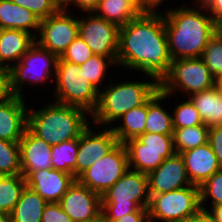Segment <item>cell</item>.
I'll use <instances>...</instances> for the list:
<instances>
[{
    "mask_svg": "<svg viewBox=\"0 0 222 222\" xmlns=\"http://www.w3.org/2000/svg\"><path fill=\"white\" fill-rule=\"evenodd\" d=\"M172 61L163 12L144 10L120 27L117 65L143 72L160 84Z\"/></svg>",
    "mask_w": 222,
    "mask_h": 222,
    "instance_id": "1",
    "label": "cell"
},
{
    "mask_svg": "<svg viewBox=\"0 0 222 222\" xmlns=\"http://www.w3.org/2000/svg\"><path fill=\"white\" fill-rule=\"evenodd\" d=\"M205 6L168 9L164 15L169 52L172 60L200 58L210 38L217 32L216 21ZM207 14V15H206Z\"/></svg>",
    "mask_w": 222,
    "mask_h": 222,
    "instance_id": "2",
    "label": "cell"
},
{
    "mask_svg": "<svg viewBox=\"0 0 222 222\" xmlns=\"http://www.w3.org/2000/svg\"><path fill=\"white\" fill-rule=\"evenodd\" d=\"M30 109L27 128L51 146L79 138L89 126V113L80 107L53 102L36 111Z\"/></svg>",
    "mask_w": 222,
    "mask_h": 222,
    "instance_id": "3",
    "label": "cell"
},
{
    "mask_svg": "<svg viewBox=\"0 0 222 222\" xmlns=\"http://www.w3.org/2000/svg\"><path fill=\"white\" fill-rule=\"evenodd\" d=\"M152 81H122L116 84L108 83L105 90L102 87L97 106L91 113L94 124L113 125L112 122L118 121V118L130 109L144 105L160 89L159 83Z\"/></svg>",
    "mask_w": 222,
    "mask_h": 222,
    "instance_id": "4",
    "label": "cell"
},
{
    "mask_svg": "<svg viewBox=\"0 0 222 222\" xmlns=\"http://www.w3.org/2000/svg\"><path fill=\"white\" fill-rule=\"evenodd\" d=\"M150 203L148 174L128 169L101 195L102 221H116Z\"/></svg>",
    "mask_w": 222,
    "mask_h": 222,
    "instance_id": "5",
    "label": "cell"
},
{
    "mask_svg": "<svg viewBox=\"0 0 222 222\" xmlns=\"http://www.w3.org/2000/svg\"><path fill=\"white\" fill-rule=\"evenodd\" d=\"M55 83V102L80 107L89 116L95 110L99 91L88 81L80 65L59 57Z\"/></svg>",
    "mask_w": 222,
    "mask_h": 222,
    "instance_id": "6",
    "label": "cell"
},
{
    "mask_svg": "<svg viewBox=\"0 0 222 222\" xmlns=\"http://www.w3.org/2000/svg\"><path fill=\"white\" fill-rule=\"evenodd\" d=\"M58 58L56 54L45 50L35 41L20 61L7 71L10 95L23 97L24 89L22 87L24 86L22 85H27L28 81L31 83L30 85L32 83L37 85V83L44 84L48 79H53ZM51 75L53 76L51 77Z\"/></svg>",
    "mask_w": 222,
    "mask_h": 222,
    "instance_id": "7",
    "label": "cell"
},
{
    "mask_svg": "<svg viewBox=\"0 0 222 222\" xmlns=\"http://www.w3.org/2000/svg\"><path fill=\"white\" fill-rule=\"evenodd\" d=\"M215 84L216 79L200 58H188L173 60L169 74L159 85L160 90L170 97L179 90L191 96L210 89Z\"/></svg>",
    "mask_w": 222,
    "mask_h": 222,
    "instance_id": "8",
    "label": "cell"
},
{
    "mask_svg": "<svg viewBox=\"0 0 222 222\" xmlns=\"http://www.w3.org/2000/svg\"><path fill=\"white\" fill-rule=\"evenodd\" d=\"M200 208V187L191 185L150 195L148 215L150 220L156 222H183Z\"/></svg>",
    "mask_w": 222,
    "mask_h": 222,
    "instance_id": "9",
    "label": "cell"
},
{
    "mask_svg": "<svg viewBox=\"0 0 222 222\" xmlns=\"http://www.w3.org/2000/svg\"><path fill=\"white\" fill-rule=\"evenodd\" d=\"M129 169L124 143H118L103 158L94 162L77 180L100 196Z\"/></svg>",
    "mask_w": 222,
    "mask_h": 222,
    "instance_id": "10",
    "label": "cell"
},
{
    "mask_svg": "<svg viewBox=\"0 0 222 222\" xmlns=\"http://www.w3.org/2000/svg\"><path fill=\"white\" fill-rule=\"evenodd\" d=\"M69 11V8L68 10L59 9L51 16L40 20L39 32L35 39L41 47L58 57L78 36L79 18L70 16Z\"/></svg>",
    "mask_w": 222,
    "mask_h": 222,
    "instance_id": "11",
    "label": "cell"
},
{
    "mask_svg": "<svg viewBox=\"0 0 222 222\" xmlns=\"http://www.w3.org/2000/svg\"><path fill=\"white\" fill-rule=\"evenodd\" d=\"M120 27L94 13L87 18H79L78 35L87 43L95 55L111 58L117 64Z\"/></svg>",
    "mask_w": 222,
    "mask_h": 222,
    "instance_id": "12",
    "label": "cell"
},
{
    "mask_svg": "<svg viewBox=\"0 0 222 222\" xmlns=\"http://www.w3.org/2000/svg\"><path fill=\"white\" fill-rule=\"evenodd\" d=\"M59 204L73 222H96L101 219V196L77 179L61 197Z\"/></svg>",
    "mask_w": 222,
    "mask_h": 222,
    "instance_id": "13",
    "label": "cell"
},
{
    "mask_svg": "<svg viewBox=\"0 0 222 222\" xmlns=\"http://www.w3.org/2000/svg\"><path fill=\"white\" fill-rule=\"evenodd\" d=\"M89 125L79 137V148L76 158V179L94 162L103 158L119 142L109 127L103 132H92Z\"/></svg>",
    "mask_w": 222,
    "mask_h": 222,
    "instance_id": "14",
    "label": "cell"
},
{
    "mask_svg": "<svg viewBox=\"0 0 222 222\" xmlns=\"http://www.w3.org/2000/svg\"><path fill=\"white\" fill-rule=\"evenodd\" d=\"M150 195L165 193L191 186L184 160L179 153L166 158L148 174Z\"/></svg>",
    "mask_w": 222,
    "mask_h": 222,
    "instance_id": "15",
    "label": "cell"
},
{
    "mask_svg": "<svg viewBox=\"0 0 222 222\" xmlns=\"http://www.w3.org/2000/svg\"><path fill=\"white\" fill-rule=\"evenodd\" d=\"M25 178L26 185L48 203H59L75 180L71 174L52 168L30 172Z\"/></svg>",
    "mask_w": 222,
    "mask_h": 222,
    "instance_id": "16",
    "label": "cell"
},
{
    "mask_svg": "<svg viewBox=\"0 0 222 222\" xmlns=\"http://www.w3.org/2000/svg\"><path fill=\"white\" fill-rule=\"evenodd\" d=\"M23 97L10 95L0 103V139L19 142L28 126V108Z\"/></svg>",
    "mask_w": 222,
    "mask_h": 222,
    "instance_id": "17",
    "label": "cell"
},
{
    "mask_svg": "<svg viewBox=\"0 0 222 222\" xmlns=\"http://www.w3.org/2000/svg\"><path fill=\"white\" fill-rule=\"evenodd\" d=\"M21 174L52 168L51 145L38 138L28 128L19 141Z\"/></svg>",
    "mask_w": 222,
    "mask_h": 222,
    "instance_id": "18",
    "label": "cell"
},
{
    "mask_svg": "<svg viewBox=\"0 0 222 222\" xmlns=\"http://www.w3.org/2000/svg\"><path fill=\"white\" fill-rule=\"evenodd\" d=\"M192 185L200 187L215 172L221 169L209 143L181 152Z\"/></svg>",
    "mask_w": 222,
    "mask_h": 222,
    "instance_id": "19",
    "label": "cell"
},
{
    "mask_svg": "<svg viewBox=\"0 0 222 222\" xmlns=\"http://www.w3.org/2000/svg\"><path fill=\"white\" fill-rule=\"evenodd\" d=\"M35 39L33 35L23 30H0V66L4 71H9L15 62L20 61L21 57L35 43ZM11 62L13 65H10Z\"/></svg>",
    "mask_w": 222,
    "mask_h": 222,
    "instance_id": "20",
    "label": "cell"
},
{
    "mask_svg": "<svg viewBox=\"0 0 222 222\" xmlns=\"http://www.w3.org/2000/svg\"><path fill=\"white\" fill-rule=\"evenodd\" d=\"M39 26L40 19L33 12L11 0H0V29L23 30L36 38Z\"/></svg>",
    "mask_w": 222,
    "mask_h": 222,
    "instance_id": "21",
    "label": "cell"
},
{
    "mask_svg": "<svg viewBox=\"0 0 222 222\" xmlns=\"http://www.w3.org/2000/svg\"><path fill=\"white\" fill-rule=\"evenodd\" d=\"M143 11L136 0H100L94 14L122 27Z\"/></svg>",
    "mask_w": 222,
    "mask_h": 222,
    "instance_id": "22",
    "label": "cell"
},
{
    "mask_svg": "<svg viewBox=\"0 0 222 222\" xmlns=\"http://www.w3.org/2000/svg\"><path fill=\"white\" fill-rule=\"evenodd\" d=\"M203 123L209 127L222 125V97L216 86L189 97Z\"/></svg>",
    "mask_w": 222,
    "mask_h": 222,
    "instance_id": "23",
    "label": "cell"
},
{
    "mask_svg": "<svg viewBox=\"0 0 222 222\" xmlns=\"http://www.w3.org/2000/svg\"><path fill=\"white\" fill-rule=\"evenodd\" d=\"M168 95L160 89L147 101V117L144 133L173 134L172 114H169L161 101Z\"/></svg>",
    "mask_w": 222,
    "mask_h": 222,
    "instance_id": "24",
    "label": "cell"
},
{
    "mask_svg": "<svg viewBox=\"0 0 222 222\" xmlns=\"http://www.w3.org/2000/svg\"><path fill=\"white\" fill-rule=\"evenodd\" d=\"M47 204L46 200L26 185L10 214L12 222H41Z\"/></svg>",
    "mask_w": 222,
    "mask_h": 222,
    "instance_id": "25",
    "label": "cell"
},
{
    "mask_svg": "<svg viewBox=\"0 0 222 222\" xmlns=\"http://www.w3.org/2000/svg\"><path fill=\"white\" fill-rule=\"evenodd\" d=\"M146 117L147 102L144 105L130 109L118 118V120L122 121V125L111 126L110 128L117 137L118 142L124 143L144 133Z\"/></svg>",
    "mask_w": 222,
    "mask_h": 222,
    "instance_id": "26",
    "label": "cell"
},
{
    "mask_svg": "<svg viewBox=\"0 0 222 222\" xmlns=\"http://www.w3.org/2000/svg\"><path fill=\"white\" fill-rule=\"evenodd\" d=\"M79 138L51 146L52 169L71 174L76 179V158Z\"/></svg>",
    "mask_w": 222,
    "mask_h": 222,
    "instance_id": "27",
    "label": "cell"
},
{
    "mask_svg": "<svg viewBox=\"0 0 222 222\" xmlns=\"http://www.w3.org/2000/svg\"><path fill=\"white\" fill-rule=\"evenodd\" d=\"M26 178L22 174L0 176V212L11 214L22 191Z\"/></svg>",
    "mask_w": 222,
    "mask_h": 222,
    "instance_id": "28",
    "label": "cell"
},
{
    "mask_svg": "<svg viewBox=\"0 0 222 222\" xmlns=\"http://www.w3.org/2000/svg\"><path fill=\"white\" fill-rule=\"evenodd\" d=\"M209 126L197 125L184 128H174L173 141L176 153L194 149L208 143Z\"/></svg>",
    "mask_w": 222,
    "mask_h": 222,
    "instance_id": "29",
    "label": "cell"
},
{
    "mask_svg": "<svg viewBox=\"0 0 222 222\" xmlns=\"http://www.w3.org/2000/svg\"><path fill=\"white\" fill-rule=\"evenodd\" d=\"M175 151L127 150L129 168L149 174L160 166L166 159L173 156Z\"/></svg>",
    "mask_w": 222,
    "mask_h": 222,
    "instance_id": "30",
    "label": "cell"
},
{
    "mask_svg": "<svg viewBox=\"0 0 222 222\" xmlns=\"http://www.w3.org/2000/svg\"><path fill=\"white\" fill-rule=\"evenodd\" d=\"M124 145L126 150L175 151L173 134L143 133Z\"/></svg>",
    "mask_w": 222,
    "mask_h": 222,
    "instance_id": "31",
    "label": "cell"
},
{
    "mask_svg": "<svg viewBox=\"0 0 222 222\" xmlns=\"http://www.w3.org/2000/svg\"><path fill=\"white\" fill-rule=\"evenodd\" d=\"M21 174L19 142L0 139V175Z\"/></svg>",
    "mask_w": 222,
    "mask_h": 222,
    "instance_id": "32",
    "label": "cell"
},
{
    "mask_svg": "<svg viewBox=\"0 0 222 222\" xmlns=\"http://www.w3.org/2000/svg\"><path fill=\"white\" fill-rule=\"evenodd\" d=\"M200 59L209 68L214 78H222V34L216 32L204 48Z\"/></svg>",
    "mask_w": 222,
    "mask_h": 222,
    "instance_id": "33",
    "label": "cell"
},
{
    "mask_svg": "<svg viewBox=\"0 0 222 222\" xmlns=\"http://www.w3.org/2000/svg\"><path fill=\"white\" fill-rule=\"evenodd\" d=\"M113 65H116V63L111 58L94 54L80 65V69L83 70L88 81L100 91L99 86L104 80L106 70L109 66L113 67Z\"/></svg>",
    "mask_w": 222,
    "mask_h": 222,
    "instance_id": "34",
    "label": "cell"
},
{
    "mask_svg": "<svg viewBox=\"0 0 222 222\" xmlns=\"http://www.w3.org/2000/svg\"><path fill=\"white\" fill-rule=\"evenodd\" d=\"M172 114L174 128H184L190 126L203 125V120L194 104L188 100L178 104Z\"/></svg>",
    "mask_w": 222,
    "mask_h": 222,
    "instance_id": "35",
    "label": "cell"
},
{
    "mask_svg": "<svg viewBox=\"0 0 222 222\" xmlns=\"http://www.w3.org/2000/svg\"><path fill=\"white\" fill-rule=\"evenodd\" d=\"M212 198V204H222V168L215 172L200 186V207L203 208L205 201Z\"/></svg>",
    "mask_w": 222,
    "mask_h": 222,
    "instance_id": "36",
    "label": "cell"
},
{
    "mask_svg": "<svg viewBox=\"0 0 222 222\" xmlns=\"http://www.w3.org/2000/svg\"><path fill=\"white\" fill-rule=\"evenodd\" d=\"M93 55L94 53L91 48L78 35L64 51V53L60 56V58L65 61L81 65Z\"/></svg>",
    "mask_w": 222,
    "mask_h": 222,
    "instance_id": "37",
    "label": "cell"
},
{
    "mask_svg": "<svg viewBox=\"0 0 222 222\" xmlns=\"http://www.w3.org/2000/svg\"><path fill=\"white\" fill-rule=\"evenodd\" d=\"M19 6L25 7L26 9L33 12L40 20L51 16L56 13L59 9L53 3L52 0H11Z\"/></svg>",
    "mask_w": 222,
    "mask_h": 222,
    "instance_id": "38",
    "label": "cell"
},
{
    "mask_svg": "<svg viewBox=\"0 0 222 222\" xmlns=\"http://www.w3.org/2000/svg\"><path fill=\"white\" fill-rule=\"evenodd\" d=\"M41 222H73L59 203H48L42 214Z\"/></svg>",
    "mask_w": 222,
    "mask_h": 222,
    "instance_id": "39",
    "label": "cell"
},
{
    "mask_svg": "<svg viewBox=\"0 0 222 222\" xmlns=\"http://www.w3.org/2000/svg\"><path fill=\"white\" fill-rule=\"evenodd\" d=\"M208 143L222 168V125L209 127Z\"/></svg>",
    "mask_w": 222,
    "mask_h": 222,
    "instance_id": "40",
    "label": "cell"
},
{
    "mask_svg": "<svg viewBox=\"0 0 222 222\" xmlns=\"http://www.w3.org/2000/svg\"><path fill=\"white\" fill-rule=\"evenodd\" d=\"M149 219L148 208H139L133 213L126 214L116 221L102 222H146Z\"/></svg>",
    "mask_w": 222,
    "mask_h": 222,
    "instance_id": "41",
    "label": "cell"
},
{
    "mask_svg": "<svg viewBox=\"0 0 222 222\" xmlns=\"http://www.w3.org/2000/svg\"><path fill=\"white\" fill-rule=\"evenodd\" d=\"M204 6L216 22L222 17V0H208Z\"/></svg>",
    "mask_w": 222,
    "mask_h": 222,
    "instance_id": "42",
    "label": "cell"
},
{
    "mask_svg": "<svg viewBox=\"0 0 222 222\" xmlns=\"http://www.w3.org/2000/svg\"><path fill=\"white\" fill-rule=\"evenodd\" d=\"M183 222H216L212 214L205 207L200 208L194 215L189 216Z\"/></svg>",
    "mask_w": 222,
    "mask_h": 222,
    "instance_id": "43",
    "label": "cell"
},
{
    "mask_svg": "<svg viewBox=\"0 0 222 222\" xmlns=\"http://www.w3.org/2000/svg\"><path fill=\"white\" fill-rule=\"evenodd\" d=\"M100 0H73L72 5L78 7L85 13H94L97 9Z\"/></svg>",
    "mask_w": 222,
    "mask_h": 222,
    "instance_id": "44",
    "label": "cell"
},
{
    "mask_svg": "<svg viewBox=\"0 0 222 222\" xmlns=\"http://www.w3.org/2000/svg\"><path fill=\"white\" fill-rule=\"evenodd\" d=\"M137 3L146 11H156L164 0H136ZM160 4V5H159Z\"/></svg>",
    "mask_w": 222,
    "mask_h": 222,
    "instance_id": "45",
    "label": "cell"
},
{
    "mask_svg": "<svg viewBox=\"0 0 222 222\" xmlns=\"http://www.w3.org/2000/svg\"><path fill=\"white\" fill-rule=\"evenodd\" d=\"M9 96L8 77H0V103Z\"/></svg>",
    "mask_w": 222,
    "mask_h": 222,
    "instance_id": "46",
    "label": "cell"
},
{
    "mask_svg": "<svg viewBox=\"0 0 222 222\" xmlns=\"http://www.w3.org/2000/svg\"><path fill=\"white\" fill-rule=\"evenodd\" d=\"M209 210L216 222H222V204L213 205Z\"/></svg>",
    "mask_w": 222,
    "mask_h": 222,
    "instance_id": "47",
    "label": "cell"
},
{
    "mask_svg": "<svg viewBox=\"0 0 222 222\" xmlns=\"http://www.w3.org/2000/svg\"><path fill=\"white\" fill-rule=\"evenodd\" d=\"M58 9L67 10L68 6L72 5L73 0H52Z\"/></svg>",
    "mask_w": 222,
    "mask_h": 222,
    "instance_id": "48",
    "label": "cell"
},
{
    "mask_svg": "<svg viewBox=\"0 0 222 222\" xmlns=\"http://www.w3.org/2000/svg\"><path fill=\"white\" fill-rule=\"evenodd\" d=\"M0 222H12L11 216L9 214L0 212Z\"/></svg>",
    "mask_w": 222,
    "mask_h": 222,
    "instance_id": "49",
    "label": "cell"
},
{
    "mask_svg": "<svg viewBox=\"0 0 222 222\" xmlns=\"http://www.w3.org/2000/svg\"><path fill=\"white\" fill-rule=\"evenodd\" d=\"M215 86L217 87L221 97H222V78L216 80Z\"/></svg>",
    "mask_w": 222,
    "mask_h": 222,
    "instance_id": "50",
    "label": "cell"
},
{
    "mask_svg": "<svg viewBox=\"0 0 222 222\" xmlns=\"http://www.w3.org/2000/svg\"><path fill=\"white\" fill-rule=\"evenodd\" d=\"M217 32L222 34V17L216 22Z\"/></svg>",
    "mask_w": 222,
    "mask_h": 222,
    "instance_id": "51",
    "label": "cell"
},
{
    "mask_svg": "<svg viewBox=\"0 0 222 222\" xmlns=\"http://www.w3.org/2000/svg\"><path fill=\"white\" fill-rule=\"evenodd\" d=\"M0 77H8L7 71H4V69L0 66Z\"/></svg>",
    "mask_w": 222,
    "mask_h": 222,
    "instance_id": "52",
    "label": "cell"
},
{
    "mask_svg": "<svg viewBox=\"0 0 222 222\" xmlns=\"http://www.w3.org/2000/svg\"><path fill=\"white\" fill-rule=\"evenodd\" d=\"M208 0H195L196 4L204 5Z\"/></svg>",
    "mask_w": 222,
    "mask_h": 222,
    "instance_id": "53",
    "label": "cell"
},
{
    "mask_svg": "<svg viewBox=\"0 0 222 222\" xmlns=\"http://www.w3.org/2000/svg\"><path fill=\"white\" fill-rule=\"evenodd\" d=\"M146 222H155V221L148 219Z\"/></svg>",
    "mask_w": 222,
    "mask_h": 222,
    "instance_id": "54",
    "label": "cell"
}]
</instances>
